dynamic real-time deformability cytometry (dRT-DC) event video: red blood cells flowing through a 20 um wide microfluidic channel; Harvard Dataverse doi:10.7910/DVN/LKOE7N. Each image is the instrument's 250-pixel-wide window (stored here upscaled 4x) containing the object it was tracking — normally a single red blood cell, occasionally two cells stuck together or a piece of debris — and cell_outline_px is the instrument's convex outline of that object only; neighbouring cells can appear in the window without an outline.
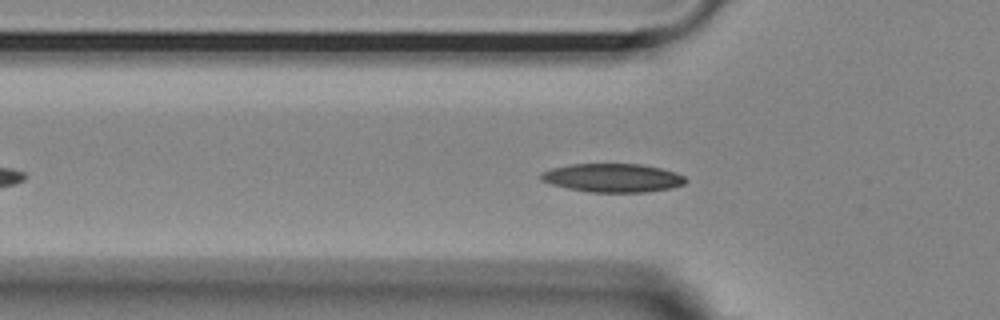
{"species": "Egyptian fruit bat (a non-hibernating species)", "species_latin": "Rousettus aegyptiacus", "temperature_condition": "room temperature", "stored_images_in_passage": 47, "camera_frame_rate_fps": 3000, "um_per_image_px": 0.085, "animal": {"sex": "female"}, "frame": {"image": 1, "passage_image": 13, "time_ms": 4.0, "image_size_px": [1000, 320], "cell_outline_px": [[688, 180], [684, 184], [672, 188], [644, 192], [588, 192], [568, 188], [552, 184], [540, 180], [540, 172], [552, 168], [572, 164], [640, 164], [660, 168], [676, 172], [684, 176]], "centroid_in_image_um": [52.08, 15.12], "position_along_channel_um": 73.7, "area_um2": 24.1}}
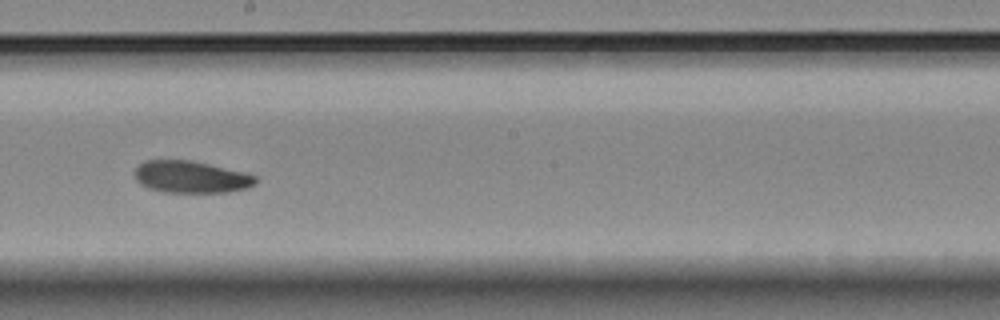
{"frame": {"image": 2, "passage_image": 26, "time_ms": 8.333, "image_size_px": [1000, 320], "cell_outline_px": [[256, 184], [248, 188], [228, 192], [164, 192], [148, 188], [140, 184], [136, 180], [136, 168], [144, 160], [192, 160], [244, 172], [256, 176]], "centroid_in_image_um": [16.25, 15.04], "position_along_channel_um": 232.0, "area_um2": 22.54}}
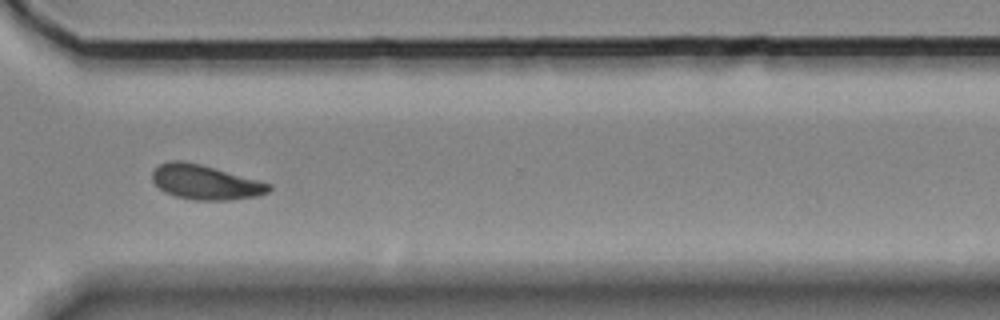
{"frame": {"image": 3, "passage_image": 36, "time_ms": 11.667, "image_size_px": [1000, 320], "cell_outline_px": [[272, 188], [268, 192], [256, 196], [232, 200], [192, 200], [176, 196], [164, 192], [152, 180], [152, 172], [160, 164], [172, 160], [180, 160], [200, 164], [272, 184]], "centroid_in_image_um": [17.45, 15.5], "position_along_channel_um": 353.2, "area_um2": 23.35}, "authors_computed_cell_mechanics": {"area_um2": 22.542, "velocity_mm_per_s": 3.6338, "shape_relaxation_time_tau1_ms": 7.0803, "shape_relaxation_time_tau2_ms": null, "deformation_change_tau1": 0.1484, "deformation_change_tau2": null}}